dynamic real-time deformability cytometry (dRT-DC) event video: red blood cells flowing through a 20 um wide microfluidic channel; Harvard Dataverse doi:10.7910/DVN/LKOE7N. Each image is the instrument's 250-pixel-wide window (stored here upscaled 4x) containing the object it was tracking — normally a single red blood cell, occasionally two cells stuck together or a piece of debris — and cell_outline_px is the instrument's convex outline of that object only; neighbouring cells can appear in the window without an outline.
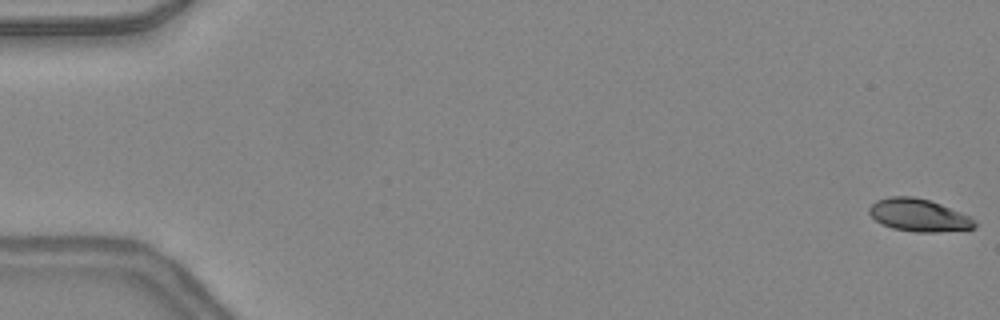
{"species": "common noctule bat (a hibernating species)", "species_latin": "Nyctalus noctula", "temperature_condition": "warm", "stored_images_in_passage": 49, "camera_frame_rate_fps": 3000, "um_per_image_px": 0.085, "animal": {"sex": "female", "body_mass_g": 24.6, "forearm_length_mm": 56.2}, "frame": {"image": 1, "passage_image": 1, "time_ms": 0.0, "image_size_px": [1000, 320], "cell_outline_px": [[976, 228], [936, 232], [916, 232], [892, 228], [876, 220], [868, 212], [868, 208], [876, 200], [888, 196], [912, 196], [928, 200], [940, 204], [972, 216], [976, 224]], "centroid_in_image_um": [78.1, 18.28], "position_along_channel_um": 6.9, "area_um2": 20.0}}
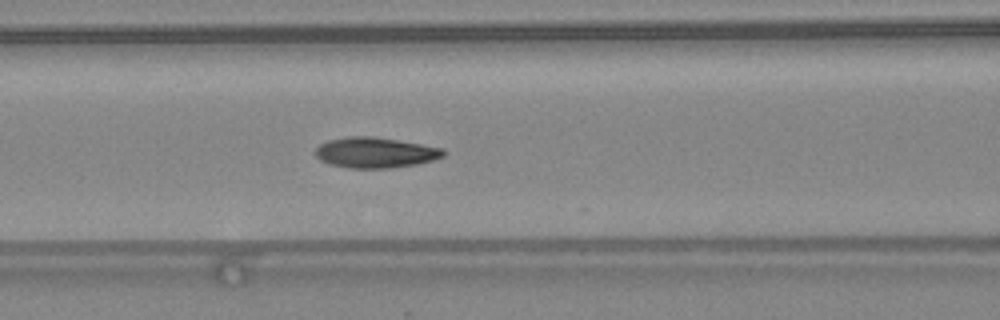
{"frame": {"image": 2, "passage_image": 21, "time_ms": 6.667, "image_size_px": [1000, 320], "cell_outline_px": [[444, 156], [432, 160], [416, 164], [388, 168], [348, 168], [328, 164], [320, 160], [316, 156], [316, 148], [320, 144], [328, 140], [348, 136], [372, 136], [444, 148]], "centroid_in_image_um": [31.86, 12.97], "position_along_channel_um": 134.7, "area_um2": 22.66}}
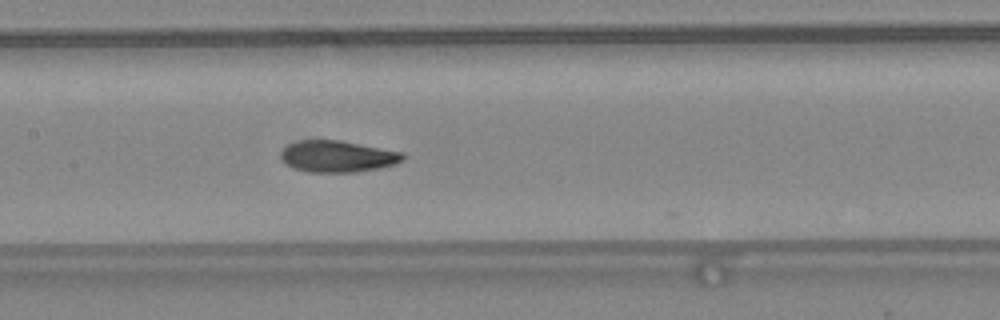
{"frame": {"image": 3, "passage_image": 24, "time_ms": 7.667, "image_size_px": [1000, 320], "cell_outline_px": [[404, 160], [396, 164], [380, 168], [356, 172], [308, 172], [296, 168], [288, 164], [280, 156], [280, 152], [288, 144], [296, 140], [340, 140], [404, 152]], "centroid_in_image_um": [28.73, 13.28], "position_along_channel_um": 178.7, "area_um2": 22.48}, "authors_computed_cell_mechanics": {"area_um2": 22.1952, "velocity_mm_per_s": 4.3879, "shape_relaxation_time_tau1_ms": null, "shape_relaxation_time_tau2_ms": 1.5474, "deformation_change_tau1": null, "deformation_change_tau2": 0.0786}}